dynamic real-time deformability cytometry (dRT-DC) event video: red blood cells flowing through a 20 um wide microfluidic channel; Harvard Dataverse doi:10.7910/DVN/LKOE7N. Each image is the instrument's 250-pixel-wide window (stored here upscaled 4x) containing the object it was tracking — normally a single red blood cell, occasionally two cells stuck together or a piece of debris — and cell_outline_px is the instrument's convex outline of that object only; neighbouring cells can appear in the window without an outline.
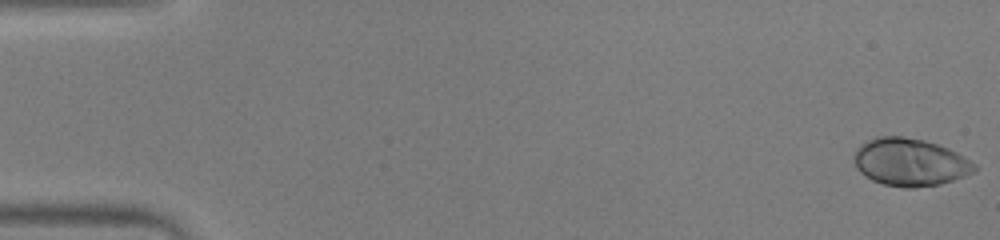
{"species": "human", "species_latin": "Homo sapiens", "temperature_condition": "warm", "stored_images_in_passage": 52, "camera_frame_rate_fps": 3000, "um_per_image_px": 0.085, "donor": {"sex": "male"}, "frame": {"image": 1, "passage_image": 1, "time_ms": 0.0, "image_size_px": [1000, 240], "cell_outline_px": [[976, 172], [940, 184], [916, 188], [904, 188], [884, 184], [872, 180], [864, 176], [856, 168], [852, 160], [852, 156], [856, 148], [860, 144], [876, 136], [900, 136], [924, 140], [948, 148], [964, 156], [976, 164]], "centroid_in_image_um": [77.31, 13.79], "position_along_channel_um": 7.7, "area_um2": 33.76}}
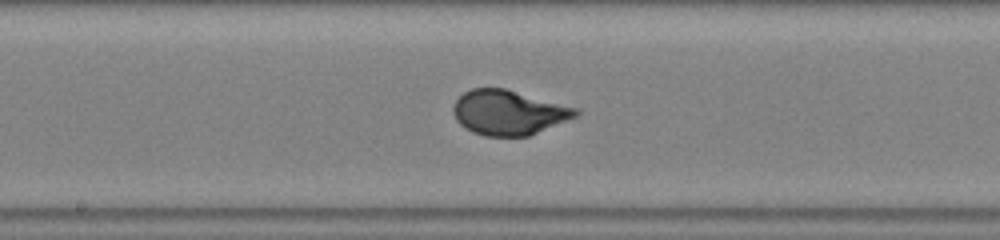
{"frame": {"image": 2, "passage_image": 28, "time_ms": 9.0, "image_size_px": [1000, 240], "cell_outline_px": [[580, 112], [576, 116], [528, 136], [484, 136], [472, 132], [464, 128], [456, 120], [452, 112], [452, 108], [456, 100], [464, 92], [472, 88], [504, 88], [576, 108]], "centroid_in_image_um": [43.16, 9.57], "position_along_channel_um": 205.0, "area_um2": 31.62}}
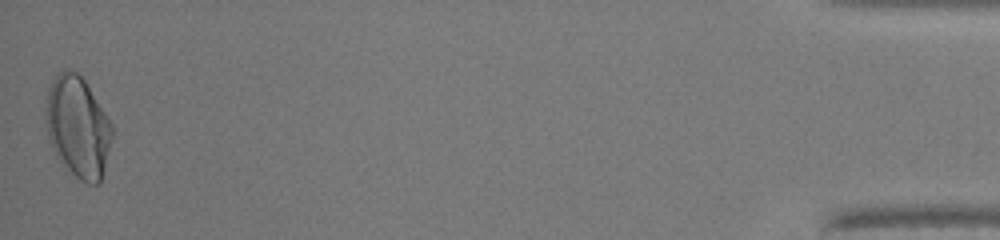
{"frame": {"image": 3, "passage_image": 52, "time_ms": 17.0, "image_size_px": [1000, 240], "cell_outline_px": [[112, 136], [100, 184], [88, 184], [80, 180], [60, 164], [48, 140], [44, 108], [48, 88], [56, 72], [64, 68], [68, 68], [76, 72], [84, 80], [112, 124]], "centroid_in_image_um": [6.56, 10.78], "position_along_channel_um": 428.6, "area_um2": 39.42}, "authors_computed_cell_mechanics": {"area_um2": 31.7033, "velocity_mm_per_s": 3.9667, "shape_relaxation_time_tau1_ms": 3.4046, "shape_relaxation_time_tau2_ms": null, "deformation_change_tau1": 0.1864, "deformation_change_tau2": null}}